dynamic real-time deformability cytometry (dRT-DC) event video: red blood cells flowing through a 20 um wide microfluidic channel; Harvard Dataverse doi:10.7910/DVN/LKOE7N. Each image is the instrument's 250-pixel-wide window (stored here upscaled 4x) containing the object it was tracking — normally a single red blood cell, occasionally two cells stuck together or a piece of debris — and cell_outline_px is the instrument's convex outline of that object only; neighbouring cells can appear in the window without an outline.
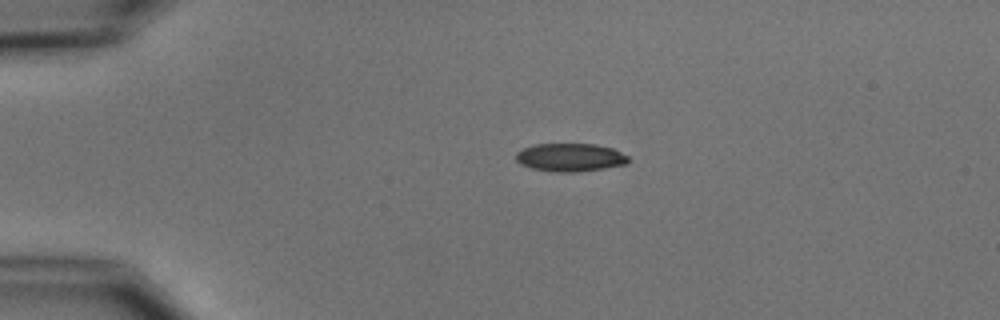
{"species": "common noctule bat (a hibernating species)", "species_latin": "Nyctalus noctula", "temperature_condition": "cold", "stored_images_in_passage": 2, "camera_frame_rate_fps": 3000, "um_per_image_px": 0.085, "animal": {"sex": "male", "body_mass_g": 15.6}, "frame": {"image": 1, "passage_image": 1, "time_ms": 0.0, "image_size_px": [1000, 320], "cell_outline_px": [[628, 164], [604, 168], [576, 172], [552, 172], [532, 168], [520, 164], [516, 160], [516, 152], [532, 144], [596, 144], [612, 148], [628, 156]], "centroid_in_image_um": [48.45, 13.38], "position_along_channel_um": 36.5, "area_um2": 18.5}}